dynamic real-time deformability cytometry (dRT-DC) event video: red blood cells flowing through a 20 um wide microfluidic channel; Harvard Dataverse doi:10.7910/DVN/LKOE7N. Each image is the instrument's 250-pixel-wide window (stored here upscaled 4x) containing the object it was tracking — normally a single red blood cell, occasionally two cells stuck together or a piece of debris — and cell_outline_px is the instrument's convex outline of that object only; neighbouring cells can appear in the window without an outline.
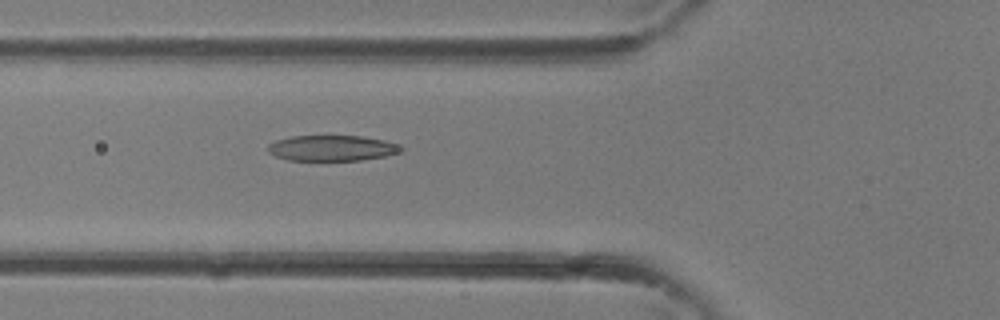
{"species": "common noctule bat (a hibernating species)", "species_latin": "Nyctalus noctula", "temperature_condition": "room temperature", "stored_images_in_passage": 37, "camera_frame_rate_fps": 3000, "um_per_image_px": 0.085, "animal": {"sex": "female"}, "frame": {"image": 1, "passage_image": 14, "time_ms": 4.333, "image_size_px": [1000, 320], "cell_outline_px": [[404, 148], [400, 152], [388, 156], [360, 160], [288, 160], [276, 156], [268, 152], [268, 144], [276, 140], [292, 136], [360, 136], [384, 140], [400, 144]], "centroid_in_image_um": [28.25, 12.59], "position_along_channel_um": 97.5, "area_um2": 19.94}}
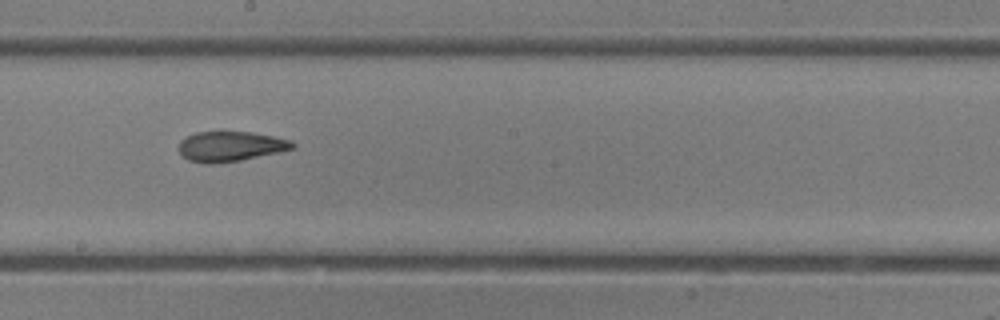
{"frame": {"image": 2, "passage_image": 21, "time_ms": 6.667, "image_size_px": [1000, 320], "cell_outline_px": [[296, 148], [280, 152], [240, 160], [212, 164], [208, 164], [188, 160], [180, 152], [180, 140], [196, 132], [220, 128], [252, 132], [292, 140], [296, 144]], "centroid_in_image_um": [19.61, 12.39], "position_along_channel_um": 228.6, "area_um2": 20.63}}
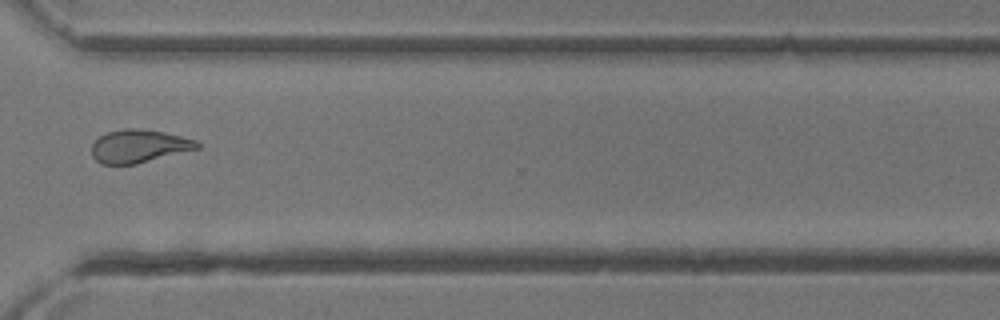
{"frame": {"image": 3, "passage_image": 28, "time_ms": 9.0, "image_size_px": [1000, 320], "cell_outline_px": [[200, 148], [136, 164], [100, 164], [92, 156], [92, 144], [100, 136], [108, 132], [124, 128], [132, 128], [164, 132], [196, 140], [200, 144]], "centroid_in_image_um": [11.8, 12.43], "position_along_channel_um": 358.8, "area_um2": 20.17}}